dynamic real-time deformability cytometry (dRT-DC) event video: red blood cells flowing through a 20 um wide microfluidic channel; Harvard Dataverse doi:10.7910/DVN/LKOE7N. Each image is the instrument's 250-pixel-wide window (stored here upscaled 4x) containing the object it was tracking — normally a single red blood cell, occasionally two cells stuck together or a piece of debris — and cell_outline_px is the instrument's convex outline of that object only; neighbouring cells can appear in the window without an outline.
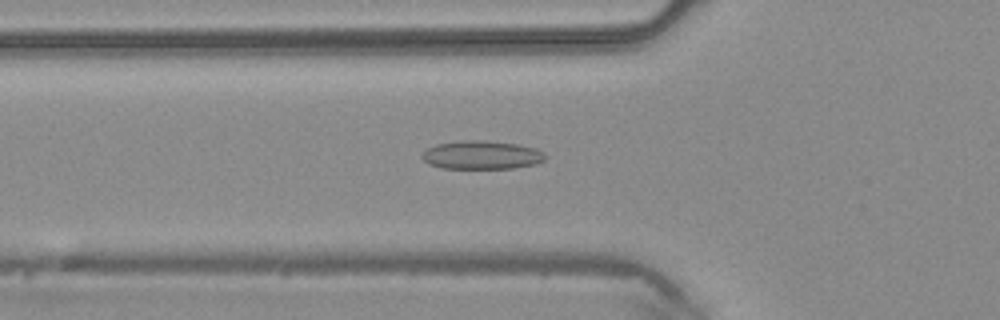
{"species": "common noctule bat (a hibernating species)", "species_latin": "Nyctalus noctula", "temperature_condition": "warm", "stored_images_in_passage": 45, "camera_frame_rate_fps": 3000, "um_per_image_px": 0.085, "animal": {"sex": "male", "body_mass_g": 20.4}, "frame": {"image": 1, "passage_image": 16, "time_ms": 5.0, "image_size_px": [1000, 320], "cell_outline_px": [[548, 156], [544, 160], [536, 164], [512, 168], [440, 168], [428, 164], [420, 156], [428, 148], [436, 144], [464, 140], [484, 140], [516, 144], [536, 148], [544, 152]], "centroid_in_image_um": [40.95, 13.17], "position_along_channel_um": 84.8, "area_um2": 20.52}}
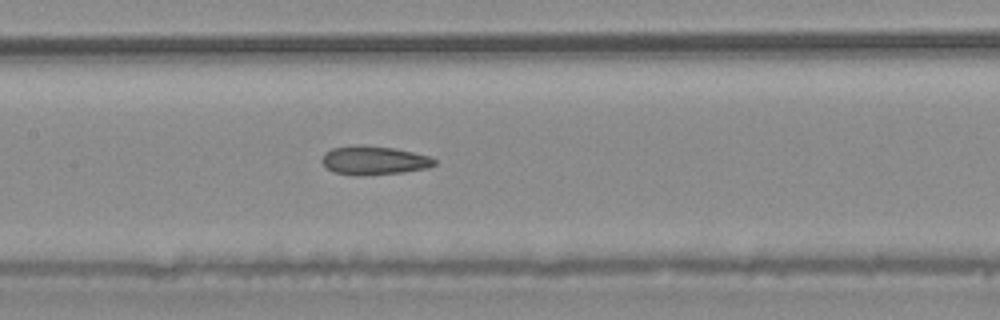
{"frame": {"image": 2, "passage_image": 22, "time_ms": 7.0, "image_size_px": [1000, 320], "cell_outline_px": [[436, 164], [428, 168], [404, 172], [356, 176], [352, 176], [332, 172], [320, 160], [324, 152], [332, 148], [396, 148], [428, 156], [436, 160]], "centroid_in_image_um": [31.8, 13.69], "position_along_channel_um": 175.6, "area_um2": 18.15}}
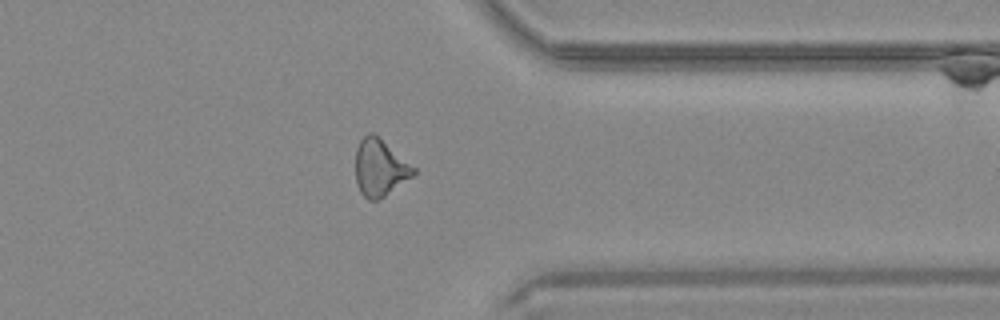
{"frame": {"image": 3, "passage_image": 36, "time_ms": 11.667, "image_size_px": [1000, 320], "cell_outline_px": [[416, 172], [412, 176], [384, 196], [376, 200], [368, 200], [360, 192], [356, 180], [356, 148], [360, 140], [368, 132], [372, 132], [416, 168]], "centroid_in_image_um": [32.27, 14.25], "position_along_channel_um": 379.1, "area_um2": 18.84}}